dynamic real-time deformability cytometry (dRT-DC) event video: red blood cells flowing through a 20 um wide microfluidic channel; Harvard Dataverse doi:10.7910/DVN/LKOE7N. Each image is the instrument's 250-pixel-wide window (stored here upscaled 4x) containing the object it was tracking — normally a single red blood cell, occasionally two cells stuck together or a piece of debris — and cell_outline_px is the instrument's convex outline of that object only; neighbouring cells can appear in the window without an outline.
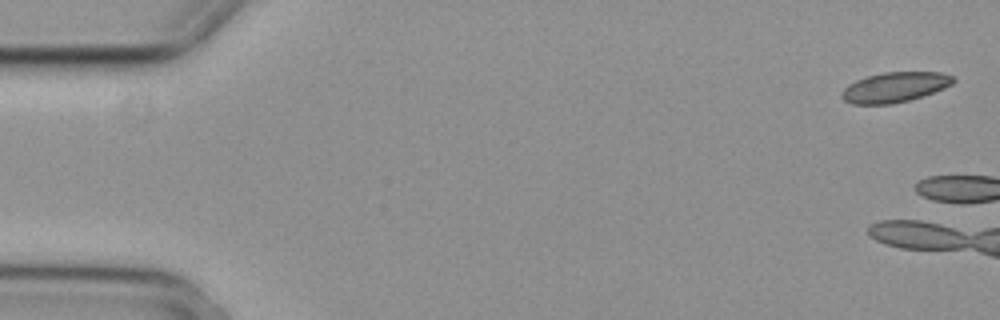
{"species": "common noctule bat (a hibernating species)", "species_latin": "Nyctalus noctula", "temperature_condition": "cold", "stored_images_in_passage": 2, "camera_frame_rate_fps": 3000, "um_per_image_px": 0.085, "animal": {"sex": "female", "body_mass_g": 29.2, "forearm_length_mm": 56.3}, "frame": {"image": 1, "passage_image": 1, "time_ms": 0.0, "image_size_px": [1000, 320], "cell_outline_px": [[956, 80], [952, 84], [944, 88], [908, 100], [892, 104], [852, 104], [844, 100], [840, 96], [840, 92], [848, 84], [856, 80], [868, 76], [884, 72], [940, 72], [952, 76]], "centroid_in_image_um": [76.01, 7.41], "position_along_channel_um": 9.0, "area_um2": 19.42}}